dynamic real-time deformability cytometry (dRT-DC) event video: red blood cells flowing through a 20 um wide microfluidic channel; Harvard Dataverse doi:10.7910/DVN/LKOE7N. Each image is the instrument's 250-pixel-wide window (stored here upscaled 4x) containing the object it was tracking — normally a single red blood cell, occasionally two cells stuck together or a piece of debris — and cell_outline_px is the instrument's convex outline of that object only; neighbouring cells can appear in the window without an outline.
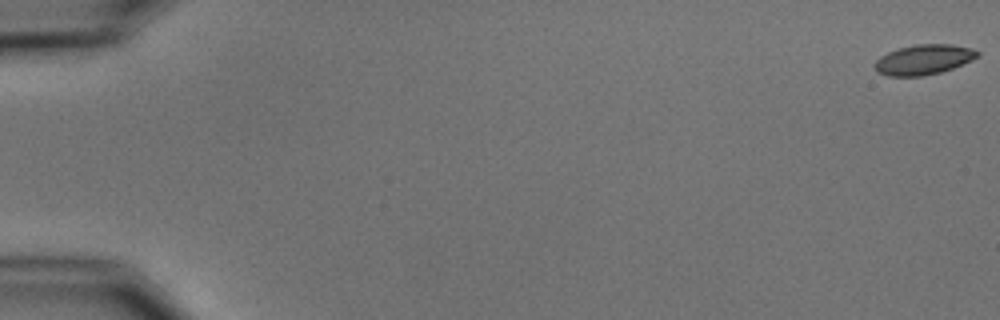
{"species": "common noctule bat (a hibernating species)", "species_latin": "Nyctalus noctula", "temperature_condition": "cold", "stored_images_in_passage": 5, "camera_frame_rate_fps": 3000, "um_per_image_px": 0.085, "animal": {"sex": "male", "body_mass_g": 15.6}, "frame": {"image": 1, "passage_image": 1, "time_ms": 0.0, "image_size_px": [1000, 320], "cell_outline_px": [[980, 56], [972, 60], [952, 68], [940, 72], [924, 76], [888, 76], [876, 72], [876, 60], [880, 56], [888, 52], [900, 48], [916, 44], [952, 44], [972, 48], [980, 52]], "centroid_in_image_um": [78.54, 5.06], "position_along_channel_um": 6.5, "area_um2": 17.98}}
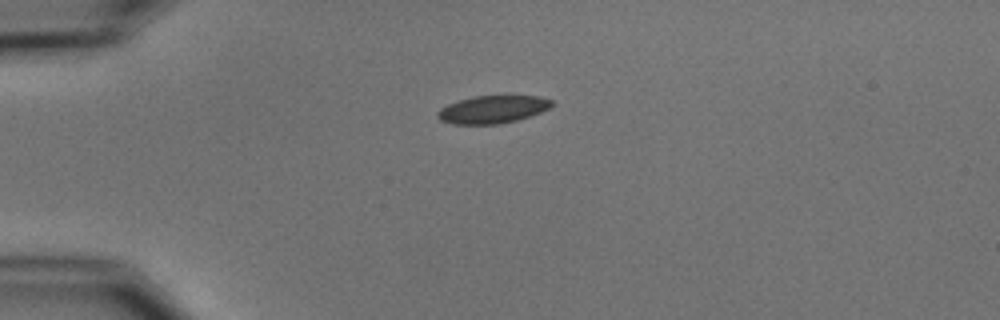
{"frame": {"image": 2, "passage_image": 4, "time_ms": 4.667, "image_size_px": [1000, 320], "cell_outline_px": [[552, 104], [548, 108], [540, 112], [516, 120], [496, 124], [452, 124], [440, 120], [436, 116], [436, 112], [440, 108], [448, 104], [472, 96], [540, 96], [552, 100]], "centroid_in_image_um": [41.82, 9.3], "position_along_channel_um": 43.2, "area_um2": 18.26}}